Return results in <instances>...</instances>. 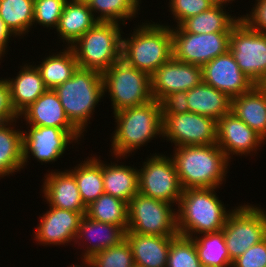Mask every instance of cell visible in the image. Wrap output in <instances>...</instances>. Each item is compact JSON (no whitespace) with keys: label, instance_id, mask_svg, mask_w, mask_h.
<instances>
[{"label":"cell","instance_id":"cell-36","mask_svg":"<svg viewBox=\"0 0 266 267\" xmlns=\"http://www.w3.org/2000/svg\"><path fill=\"white\" fill-rule=\"evenodd\" d=\"M167 267H202L192 238L177 235L172 239Z\"/></svg>","mask_w":266,"mask_h":267},{"label":"cell","instance_id":"cell-11","mask_svg":"<svg viewBox=\"0 0 266 267\" xmlns=\"http://www.w3.org/2000/svg\"><path fill=\"white\" fill-rule=\"evenodd\" d=\"M229 51L255 85L266 83V34L239 20L231 30Z\"/></svg>","mask_w":266,"mask_h":267},{"label":"cell","instance_id":"cell-29","mask_svg":"<svg viewBox=\"0 0 266 267\" xmlns=\"http://www.w3.org/2000/svg\"><path fill=\"white\" fill-rule=\"evenodd\" d=\"M100 157L93 154L92 157H86L73 169H68L75 177L81 199L86 207L105 193L103 187V160Z\"/></svg>","mask_w":266,"mask_h":267},{"label":"cell","instance_id":"cell-21","mask_svg":"<svg viewBox=\"0 0 266 267\" xmlns=\"http://www.w3.org/2000/svg\"><path fill=\"white\" fill-rule=\"evenodd\" d=\"M26 125L57 127L66 132H80L68 119L53 89H47L34 103L19 114Z\"/></svg>","mask_w":266,"mask_h":267},{"label":"cell","instance_id":"cell-10","mask_svg":"<svg viewBox=\"0 0 266 267\" xmlns=\"http://www.w3.org/2000/svg\"><path fill=\"white\" fill-rule=\"evenodd\" d=\"M150 155L138 169L139 193L176 205L177 209L183 188L174 161L163 153Z\"/></svg>","mask_w":266,"mask_h":267},{"label":"cell","instance_id":"cell-43","mask_svg":"<svg viewBox=\"0 0 266 267\" xmlns=\"http://www.w3.org/2000/svg\"><path fill=\"white\" fill-rule=\"evenodd\" d=\"M11 103L10 88L6 78H0V124L18 119Z\"/></svg>","mask_w":266,"mask_h":267},{"label":"cell","instance_id":"cell-23","mask_svg":"<svg viewBox=\"0 0 266 267\" xmlns=\"http://www.w3.org/2000/svg\"><path fill=\"white\" fill-rule=\"evenodd\" d=\"M30 64L31 62L22 63L15 78H6L12 107L18 115L47 90L40 71L35 65Z\"/></svg>","mask_w":266,"mask_h":267},{"label":"cell","instance_id":"cell-34","mask_svg":"<svg viewBox=\"0 0 266 267\" xmlns=\"http://www.w3.org/2000/svg\"><path fill=\"white\" fill-rule=\"evenodd\" d=\"M0 17L19 39H23L33 27L34 0H0Z\"/></svg>","mask_w":266,"mask_h":267},{"label":"cell","instance_id":"cell-25","mask_svg":"<svg viewBox=\"0 0 266 267\" xmlns=\"http://www.w3.org/2000/svg\"><path fill=\"white\" fill-rule=\"evenodd\" d=\"M231 112L266 141L265 85H255L248 92L233 97Z\"/></svg>","mask_w":266,"mask_h":267},{"label":"cell","instance_id":"cell-26","mask_svg":"<svg viewBox=\"0 0 266 267\" xmlns=\"http://www.w3.org/2000/svg\"><path fill=\"white\" fill-rule=\"evenodd\" d=\"M112 158L117 159V163L103 161L104 192L128 203L139 192L138 168L134 165L133 167L124 165V162L118 165L119 160L127 157L112 156Z\"/></svg>","mask_w":266,"mask_h":267},{"label":"cell","instance_id":"cell-41","mask_svg":"<svg viewBox=\"0 0 266 267\" xmlns=\"http://www.w3.org/2000/svg\"><path fill=\"white\" fill-rule=\"evenodd\" d=\"M162 119L167 114H182L189 112L187 91H179L167 94L159 100Z\"/></svg>","mask_w":266,"mask_h":267},{"label":"cell","instance_id":"cell-7","mask_svg":"<svg viewBox=\"0 0 266 267\" xmlns=\"http://www.w3.org/2000/svg\"><path fill=\"white\" fill-rule=\"evenodd\" d=\"M102 78L104 94L110 96L113 113L153 100L151 76L129 66L123 59L107 69L102 74Z\"/></svg>","mask_w":266,"mask_h":267},{"label":"cell","instance_id":"cell-14","mask_svg":"<svg viewBox=\"0 0 266 267\" xmlns=\"http://www.w3.org/2000/svg\"><path fill=\"white\" fill-rule=\"evenodd\" d=\"M162 123V139L174 148L217 144V120L210 117L193 112L167 114Z\"/></svg>","mask_w":266,"mask_h":267},{"label":"cell","instance_id":"cell-9","mask_svg":"<svg viewBox=\"0 0 266 267\" xmlns=\"http://www.w3.org/2000/svg\"><path fill=\"white\" fill-rule=\"evenodd\" d=\"M175 208L176 206L173 204L147 197L138 192L128 202L126 233L177 236V213Z\"/></svg>","mask_w":266,"mask_h":267},{"label":"cell","instance_id":"cell-22","mask_svg":"<svg viewBox=\"0 0 266 267\" xmlns=\"http://www.w3.org/2000/svg\"><path fill=\"white\" fill-rule=\"evenodd\" d=\"M98 22L90 10L87 1L68 0L55 31L59 37L58 39L63 42L64 46L71 47Z\"/></svg>","mask_w":266,"mask_h":267},{"label":"cell","instance_id":"cell-20","mask_svg":"<svg viewBox=\"0 0 266 267\" xmlns=\"http://www.w3.org/2000/svg\"><path fill=\"white\" fill-rule=\"evenodd\" d=\"M126 232L121 226L98 222L83 215L74 243L80 247L83 246L80 248L83 250L80 257L91 258L101 250L120 244L125 240Z\"/></svg>","mask_w":266,"mask_h":267},{"label":"cell","instance_id":"cell-5","mask_svg":"<svg viewBox=\"0 0 266 267\" xmlns=\"http://www.w3.org/2000/svg\"><path fill=\"white\" fill-rule=\"evenodd\" d=\"M54 91L70 122L85 135L90 119L94 118L95 108L106 96L102 74L78 67L73 76Z\"/></svg>","mask_w":266,"mask_h":267},{"label":"cell","instance_id":"cell-18","mask_svg":"<svg viewBox=\"0 0 266 267\" xmlns=\"http://www.w3.org/2000/svg\"><path fill=\"white\" fill-rule=\"evenodd\" d=\"M203 82L231 99L251 90L255 84L239 68L230 51L202 67Z\"/></svg>","mask_w":266,"mask_h":267},{"label":"cell","instance_id":"cell-35","mask_svg":"<svg viewBox=\"0 0 266 267\" xmlns=\"http://www.w3.org/2000/svg\"><path fill=\"white\" fill-rule=\"evenodd\" d=\"M128 203L103 193L86 209V216L92 220L121 226L127 231Z\"/></svg>","mask_w":266,"mask_h":267},{"label":"cell","instance_id":"cell-15","mask_svg":"<svg viewBox=\"0 0 266 267\" xmlns=\"http://www.w3.org/2000/svg\"><path fill=\"white\" fill-rule=\"evenodd\" d=\"M266 141L245 122L230 112L217 120V145L231 161L233 155L253 156L258 154Z\"/></svg>","mask_w":266,"mask_h":267},{"label":"cell","instance_id":"cell-40","mask_svg":"<svg viewBox=\"0 0 266 267\" xmlns=\"http://www.w3.org/2000/svg\"><path fill=\"white\" fill-rule=\"evenodd\" d=\"M232 267H266V237L235 259Z\"/></svg>","mask_w":266,"mask_h":267},{"label":"cell","instance_id":"cell-39","mask_svg":"<svg viewBox=\"0 0 266 267\" xmlns=\"http://www.w3.org/2000/svg\"><path fill=\"white\" fill-rule=\"evenodd\" d=\"M169 12L177 23L175 26H180L186 19L196 16L203 11L208 10L213 5L209 0H169Z\"/></svg>","mask_w":266,"mask_h":267},{"label":"cell","instance_id":"cell-37","mask_svg":"<svg viewBox=\"0 0 266 267\" xmlns=\"http://www.w3.org/2000/svg\"><path fill=\"white\" fill-rule=\"evenodd\" d=\"M90 259L94 267H133L135 265L126 239L120 244L101 250Z\"/></svg>","mask_w":266,"mask_h":267},{"label":"cell","instance_id":"cell-4","mask_svg":"<svg viewBox=\"0 0 266 267\" xmlns=\"http://www.w3.org/2000/svg\"><path fill=\"white\" fill-rule=\"evenodd\" d=\"M135 26L132 33L125 34L127 38L122 37V59L151 76L173 57L171 27L152 20Z\"/></svg>","mask_w":266,"mask_h":267},{"label":"cell","instance_id":"cell-33","mask_svg":"<svg viewBox=\"0 0 266 267\" xmlns=\"http://www.w3.org/2000/svg\"><path fill=\"white\" fill-rule=\"evenodd\" d=\"M141 0H87L90 10L99 22L128 24L126 20L138 17ZM137 14V15H136Z\"/></svg>","mask_w":266,"mask_h":267},{"label":"cell","instance_id":"cell-42","mask_svg":"<svg viewBox=\"0 0 266 267\" xmlns=\"http://www.w3.org/2000/svg\"><path fill=\"white\" fill-rule=\"evenodd\" d=\"M252 7L249 13L240 15V20L249 28L266 34V0H255Z\"/></svg>","mask_w":266,"mask_h":267},{"label":"cell","instance_id":"cell-31","mask_svg":"<svg viewBox=\"0 0 266 267\" xmlns=\"http://www.w3.org/2000/svg\"><path fill=\"white\" fill-rule=\"evenodd\" d=\"M226 7L212 6L202 13L186 19L180 26L189 33H231L233 26L240 20V16H232Z\"/></svg>","mask_w":266,"mask_h":267},{"label":"cell","instance_id":"cell-38","mask_svg":"<svg viewBox=\"0 0 266 267\" xmlns=\"http://www.w3.org/2000/svg\"><path fill=\"white\" fill-rule=\"evenodd\" d=\"M68 0H34L33 26L56 29ZM36 24V25H35Z\"/></svg>","mask_w":266,"mask_h":267},{"label":"cell","instance_id":"cell-6","mask_svg":"<svg viewBox=\"0 0 266 267\" xmlns=\"http://www.w3.org/2000/svg\"><path fill=\"white\" fill-rule=\"evenodd\" d=\"M121 34V24L98 22L71 46L78 66L103 74L122 59Z\"/></svg>","mask_w":266,"mask_h":267},{"label":"cell","instance_id":"cell-28","mask_svg":"<svg viewBox=\"0 0 266 267\" xmlns=\"http://www.w3.org/2000/svg\"><path fill=\"white\" fill-rule=\"evenodd\" d=\"M189 112L218 120L231 112L232 99L203 81L187 91Z\"/></svg>","mask_w":266,"mask_h":267},{"label":"cell","instance_id":"cell-1","mask_svg":"<svg viewBox=\"0 0 266 267\" xmlns=\"http://www.w3.org/2000/svg\"><path fill=\"white\" fill-rule=\"evenodd\" d=\"M113 115L116 127L110 137L111 156L130 157L133 152L136 153L138 149L155 140L154 138L163 136L159 101L152 100L146 104L128 107Z\"/></svg>","mask_w":266,"mask_h":267},{"label":"cell","instance_id":"cell-17","mask_svg":"<svg viewBox=\"0 0 266 267\" xmlns=\"http://www.w3.org/2000/svg\"><path fill=\"white\" fill-rule=\"evenodd\" d=\"M203 81L202 67L176 60L172 57L151 75L153 100L163 96L188 91Z\"/></svg>","mask_w":266,"mask_h":267},{"label":"cell","instance_id":"cell-44","mask_svg":"<svg viewBox=\"0 0 266 267\" xmlns=\"http://www.w3.org/2000/svg\"><path fill=\"white\" fill-rule=\"evenodd\" d=\"M11 37L18 38L6 25L3 19L0 17V60L2 62V57H5V54H8V43L10 40H13ZM11 38V39H10ZM7 49V50H6ZM0 62V64H1Z\"/></svg>","mask_w":266,"mask_h":267},{"label":"cell","instance_id":"cell-24","mask_svg":"<svg viewBox=\"0 0 266 267\" xmlns=\"http://www.w3.org/2000/svg\"><path fill=\"white\" fill-rule=\"evenodd\" d=\"M175 236L126 233L134 264L141 267H167L170 244Z\"/></svg>","mask_w":266,"mask_h":267},{"label":"cell","instance_id":"cell-12","mask_svg":"<svg viewBox=\"0 0 266 267\" xmlns=\"http://www.w3.org/2000/svg\"><path fill=\"white\" fill-rule=\"evenodd\" d=\"M28 126V127H27ZM23 130V169L28 165V160L35 158L41 165L55 163L62 158L68 146L80 144L84 135L81 132H66L57 127L26 125ZM31 154V155H30ZM31 156V157H30Z\"/></svg>","mask_w":266,"mask_h":267},{"label":"cell","instance_id":"cell-8","mask_svg":"<svg viewBox=\"0 0 266 267\" xmlns=\"http://www.w3.org/2000/svg\"><path fill=\"white\" fill-rule=\"evenodd\" d=\"M230 260L233 263L251 246L266 237V211L261 205L233 206L222 229Z\"/></svg>","mask_w":266,"mask_h":267},{"label":"cell","instance_id":"cell-19","mask_svg":"<svg viewBox=\"0 0 266 267\" xmlns=\"http://www.w3.org/2000/svg\"><path fill=\"white\" fill-rule=\"evenodd\" d=\"M43 178L41 193L46 204L86 215L87 207L81 199L75 177L68 169H52Z\"/></svg>","mask_w":266,"mask_h":267},{"label":"cell","instance_id":"cell-13","mask_svg":"<svg viewBox=\"0 0 266 267\" xmlns=\"http://www.w3.org/2000/svg\"><path fill=\"white\" fill-rule=\"evenodd\" d=\"M174 25L169 26L173 39V57L176 60L203 67L229 51L231 33L193 34Z\"/></svg>","mask_w":266,"mask_h":267},{"label":"cell","instance_id":"cell-27","mask_svg":"<svg viewBox=\"0 0 266 267\" xmlns=\"http://www.w3.org/2000/svg\"><path fill=\"white\" fill-rule=\"evenodd\" d=\"M19 120L0 124V179L23 170V127L18 129Z\"/></svg>","mask_w":266,"mask_h":267},{"label":"cell","instance_id":"cell-3","mask_svg":"<svg viewBox=\"0 0 266 267\" xmlns=\"http://www.w3.org/2000/svg\"><path fill=\"white\" fill-rule=\"evenodd\" d=\"M217 188H189L182 192L177 213L178 235L193 238L199 234L221 231L229 209L217 196ZM227 208V209H226Z\"/></svg>","mask_w":266,"mask_h":267},{"label":"cell","instance_id":"cell-30","mask_svg":"<svg viewBox=\"0 0 266 267\" xmlns=\"http://www.w3.org/2000/svg\"><path fill=\"white\" fill-rule=\"evenodd\" d=\"M35 66L40 71L46 88L53 90L69 80L79 67L74 51L66 46L59 52H49V55L38 65L35 63Z\"/></svg>","mask_w":266,"mask_h":267},{"label":"cell","instance_id":"cell-45","mask_svg":"<svg viewBox=\"0 0 266 267\" xmlns=\"http://www.w3.org/2000/svg\"><path fill=\"white\" fill-rule=\"evenodd\" d=\"M82 263H80L81 265H76V264H73V265H70L68 267H94L92 261L90 258H86V257H81V260Z\"/></svg>","mask_w":266,"mask_h":267},{"label":"cell","instance_id":"cell-16","mask_svg":"<svg viewBox=\"0 0 266 267\" xmlns=\"http://www.w3.org/2000/svg\"><path fill=\"white\" fill-rule=\"evenodd\" d=\"M48 207L49 210L39 215V224L33 233L35 242L43 246H65L71 242L73 245L83 215L80 212Z\"/></svg>","mask_w":266,"mask_h":267},{"label":"cell","instance_id":"cell-46","mask_svg":"<svg viewBox=\"0 0 266 267\" xmlns=\"http://www.w3.org/2000/svg\"><path fill=\"white\" fill-rule=\"evenodd\" d=\"M232 1V2H231ZM233 1L235 0H209V2L213 5V6H222V7H228L229 3L232 4Z\"/></svg>","mask_w":266,"mask_h":267},{"label":"cell","instance_id":"cell-2","mask_svg":"<svg viewBox=\"0 0 266 267\" xmlns=\"http://www.w3.org/2000/svg\"><path fill=\"white\" fill-rule=\"evenodd\" d=\"M173 149V155L170 156L183 190L219 189L225 184L231 161L217 144L180 146Z\"/></svg>","mask_w":266,"mask_h":267},{"label":"cell","instance_id":"cell-32","mask_svg":"<svg viewBox=\"0 0 266 267\" xmlns=\"http://www.w3.org/2000/svg\"><path fill=\"white\" fill-rule=\"evenodd\" d=\"M201 266H232L223 231L199 234L192 238Z\"/></svg>","mask_w":266,"mask_h":267}]
</instances>
